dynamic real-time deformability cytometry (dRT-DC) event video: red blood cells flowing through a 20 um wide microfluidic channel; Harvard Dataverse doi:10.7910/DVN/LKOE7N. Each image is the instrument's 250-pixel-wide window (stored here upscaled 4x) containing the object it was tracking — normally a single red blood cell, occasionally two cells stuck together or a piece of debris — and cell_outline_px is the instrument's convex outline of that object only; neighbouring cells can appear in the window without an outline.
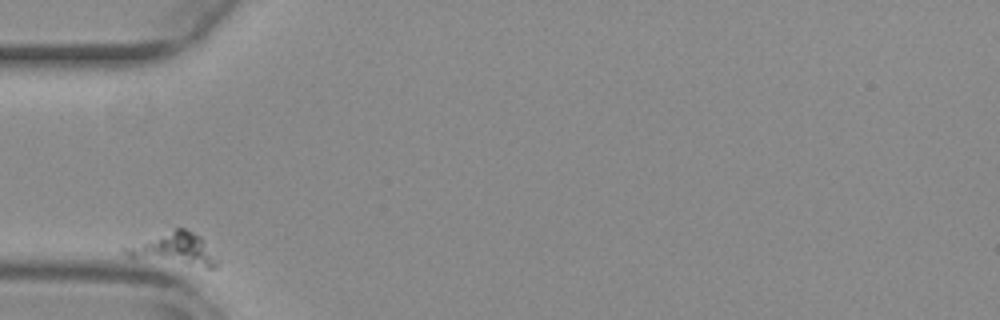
{"species": "common noctule bat (a hibernating species)", "species_latin": "Nyctalus noctula", "temperature_condition": "warm", "stored_images_in_passage": 34, "camera_frame_rate_fps": 3000, "um_per_image_px": 0.085, "animal": {"sex": "female", "body_mass_g": 29.2, "forearm_length_mm": 56.3}, "frame": {"image": 1, "passage_image": 1, "time_ms": 0.0, "image_size_px": [1000, 320], "cell_outline_px": [[220, 260], [216, 268], [208, 268], [128, 256], [120, 248], [176, 228], [184, 228], [200, 236], [204, 240]], "centroid_in_image_um": [14.88, 21.17], "position_along_channel_um": 70.1, "area_um2": 17.05}}
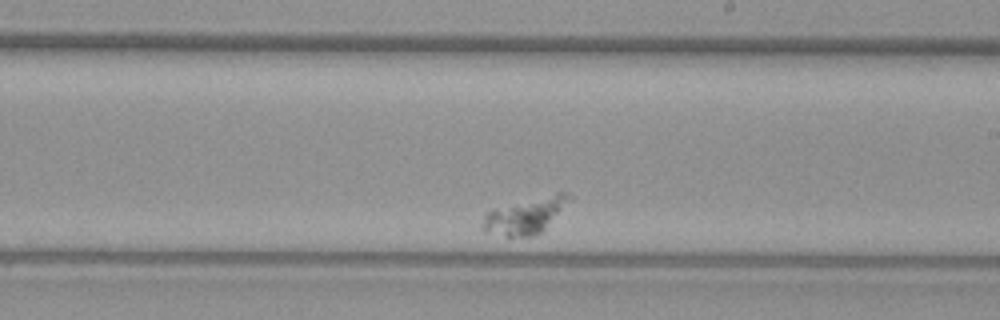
{"frame": {"image": 2, "passage_image": 20, "time_ms": 6.333, "image_size_px": [1000, 320], "cell_outline_px": [[572, 196], [544, 232], [536, 236], [504, 236], [484, 232], [484, 216], [492, 208], [556, 192], [568, 192]], "centroid_in_image_um": [44.68, 18.33], "position_along_channel_um": 244.3, "area_um2": 18.21}}
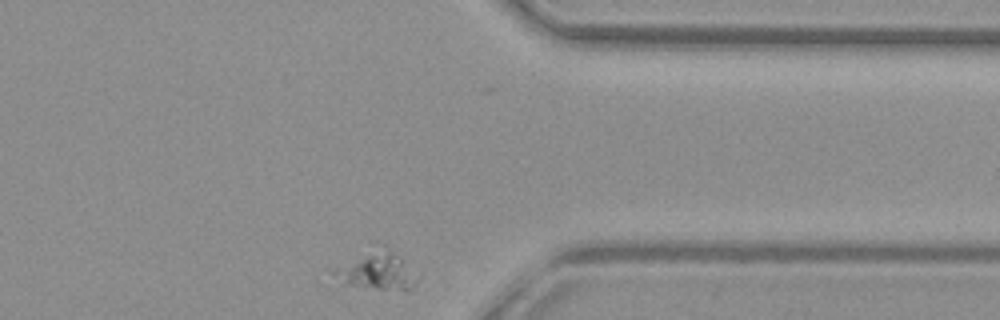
{"frame": {"image": 3, "passage_image": 34, "time_ms": 11.0, "image_size_px": [1000, 320], "cell_outline_px": [[408, 288], [376, 288], [344, 284], [328, 272], [332, 268], [376, 240], [384, 244], [400, 256], [408, 284]], "centroid_in_image_um": [31.65, 22.82], "position_along_channel_um": 379.7, "area_um2": 17.8}}